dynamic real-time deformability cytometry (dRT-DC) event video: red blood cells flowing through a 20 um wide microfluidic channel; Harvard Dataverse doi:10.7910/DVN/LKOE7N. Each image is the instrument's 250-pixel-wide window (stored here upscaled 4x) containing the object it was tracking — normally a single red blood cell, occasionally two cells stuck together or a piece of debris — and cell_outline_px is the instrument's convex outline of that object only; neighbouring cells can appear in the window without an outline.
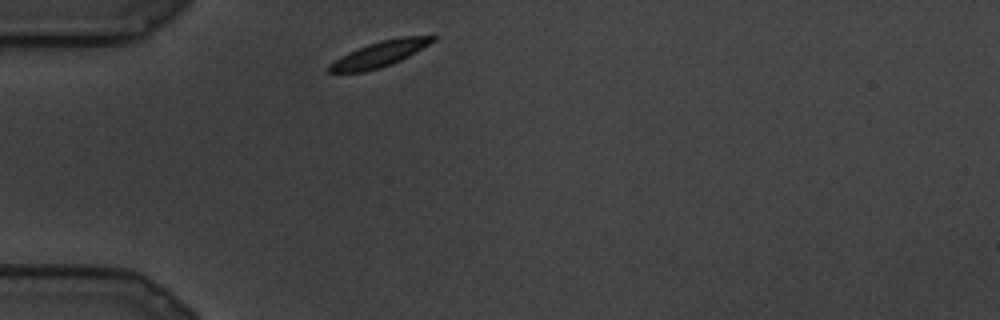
{"species": "common noctule bat (a hibernating species)", "species_latin": "Nyctalus noctula", "temperature_condition": "cold", "stored_images_in_passage": 7, "camera_frame_rate_fps": 3000, "um_per_image_px": 0.085, "animal": {"sex": "male", "body_mass_g": 19.5, "forearm_length_mm": 54.6}, "frame": {"image": 1, "passage_image": 1, "time_ms": 0.0, "image_size_px": [1000, 320], "cell_outline_px": [[436, 40], [408, 56], [392, 64], [380, 68], [364, 72], [328, 72], [328, 64], [340, 56], [348, 52], [368, 44], [380, 40], [400, 36], [432, 32], [436, 36]], "centroid_in_image_um": [32.36, 4.53], "position_along_channel_um": 52.6, "area_um2": 15.95}}
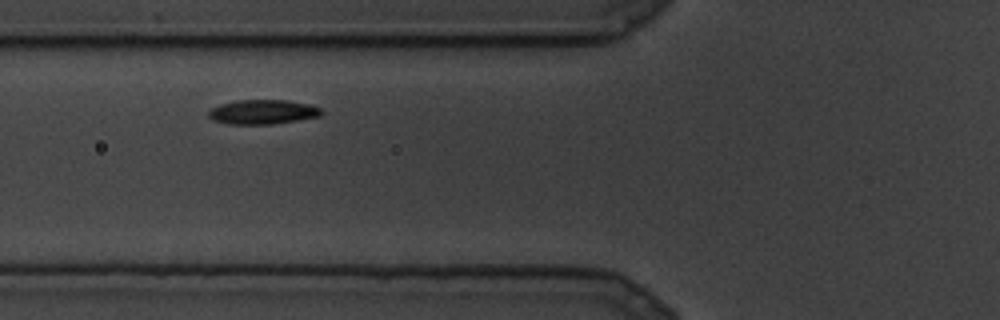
{"frame": {"image": 2, "passage_image": 4, "time_ms": 1.0, "image_size_px": [1000, 320], "cell_outline_px": [[324, 112], [320, 116], [272, 124], [228, 124], [212, 120], [208, 116], [208, 112], [212, 108], [220, 104], [236, 100], [288, 100], [308, 104], [320, 108]], "centroid_in_image_um": [22.31, 9.51], "position_along_channel_um": 103.5, "area_um2": 16.07}}
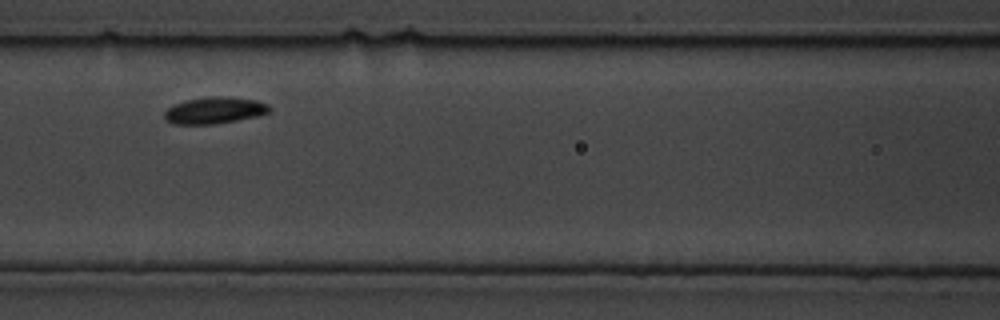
{"frame": {"image": 3, "passage_image": 6, "time_ms": 1.667, "image_size_px": [1000, 320], "cell_outline_px": [[272, 108], [268, 112], [256, 116], [216, 124], [172, 124], [164, 120], [164, 112], [168, 108], [184, 100], [212, 96], [256, 100], [268, 104]], "centroid_in_image_um": [18.19, 9.39], "position_along_channel_um": 148.4, "area_um2": 16.13}}